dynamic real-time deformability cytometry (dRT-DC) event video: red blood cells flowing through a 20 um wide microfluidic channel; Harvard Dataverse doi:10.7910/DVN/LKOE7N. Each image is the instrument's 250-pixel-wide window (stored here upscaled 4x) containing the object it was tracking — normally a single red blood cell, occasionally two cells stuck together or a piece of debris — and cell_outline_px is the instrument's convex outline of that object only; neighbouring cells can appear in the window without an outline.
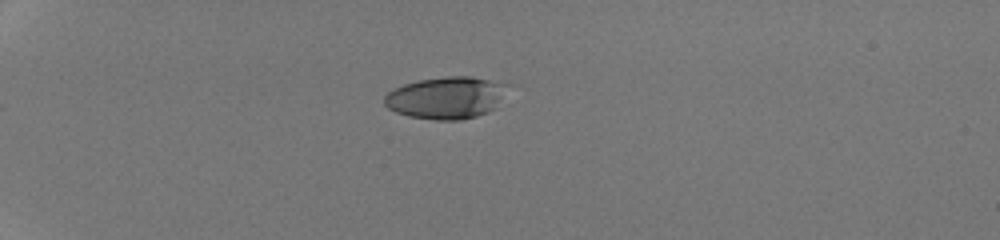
{"species": "human", "species_latin": "Homo sapiens", "temperature_condition": "room temperature", "stored_images_in_passage": 36, "camera_frame_rate_fps": 3000, "um_per_image_px": 0.085, "donor": {"sex": "male"}, "frame": {"image": 1, "passage_image": 1, "time_ms": 0.0, "image_size_px": [1000, 240], "cell_outline_px": [[508, 84], [496, 108], [488, 112], [476, 116], [460, 120], [436, 120], [408, 116], [396, 112], [388, 108], [384, 104], [384, 96], [388, 92], [404, 84], [416, 80], [448, 76], [472, 76]], "centroid_in_image_um": [37.91, 8.3], "position_along_channel_um": 47.1, "area_um2": 30.17}}
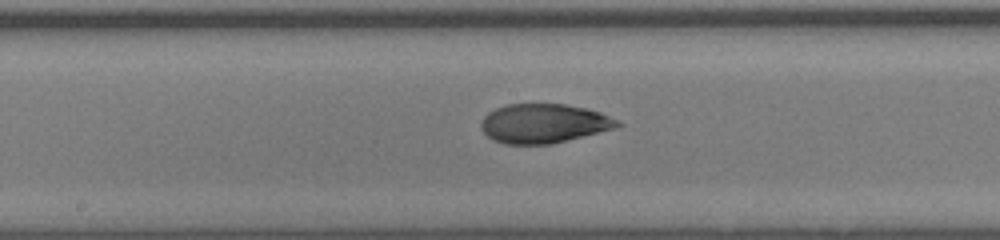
{"frame": {"image": 2, "passage_image": 16, "time_ms": 5.0, "image_size_px": [1000, 240], "cell_outline_px": [[624, 124], [616, 128], [552, 144], [504, 144], [492, 140], [480, 128], [480, 124], [484, 116], [488, 112], [496, 108], [508, 104], [564, 104], [588, 108], [600, 112]], "centroid_in_image_um": [46.21, 10.49], "position_along_channel_um": 202.0, "area_um2": 31.27}}
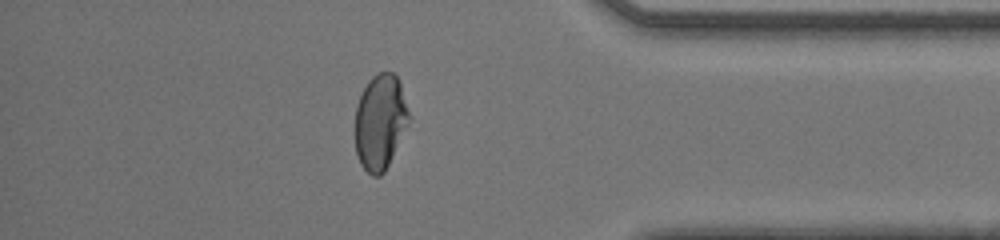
{"frame": {"image": 3, "passage_image": 31, "time_ms": 10.0, "image_size_px": [1000, 240], "cell_outline_px": [[412, 116], [384, 172], [380, 176], [372, 176], [360, 164], [356, 152], [356, 104], [368, 80], [376, 72], [392, 72], [396, 76], [400, 84]], "centroid_in_image_um": [32.33, 10.33], "position_along_channel_um": 402.9, "area_um2": 29.82}, "authors_computed_cell_mechanics": {"area_um2": 31.0097, "velocity_mm_per_s": 4.3035, "shape_relaxation_time_tau1_ms": 6.311, "shape_relaxation_time_tau2_ms": 1.0151, "deformation_change_tau1": 0.2292, "deformation_change_tau2": 0.0565}}